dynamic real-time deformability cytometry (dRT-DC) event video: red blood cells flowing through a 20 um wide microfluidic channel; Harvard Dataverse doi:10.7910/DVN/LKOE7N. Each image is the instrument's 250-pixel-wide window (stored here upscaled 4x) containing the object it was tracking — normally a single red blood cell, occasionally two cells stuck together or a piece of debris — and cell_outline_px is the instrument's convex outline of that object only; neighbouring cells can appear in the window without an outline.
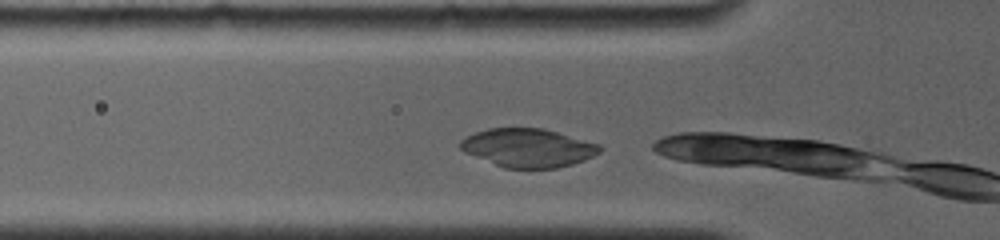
{"species": "common noctule bat (a hibernating species)", "species_latin": "Nyctalus noctula", "temperature_condition": "room temperature", "stored_images_in_passage": 3, "camera_frame_rate_fps": 4000, "um_per_image_px": 0.085, "animal": {"sex": "female", "body_mass_g": 19.0, "forearm_length_mm": 56.7}, "frame": {"image": 1, "passage_image": 2, "time_ms": 0.25, "image_size_px": [1000, 240], "cell_outline_px": [[604, 148], [600, 152], [584, 160], [572, 164], [556, 168], [504, 168], [464, 152], [460, 148], [460, 140], [476, 132], [488, 128], [544, 128], [600, 144]], "centroid_in_image_um": [44.9, 12.56], "position_along_channel_um": 80.9, "area_um2": 31.27}}